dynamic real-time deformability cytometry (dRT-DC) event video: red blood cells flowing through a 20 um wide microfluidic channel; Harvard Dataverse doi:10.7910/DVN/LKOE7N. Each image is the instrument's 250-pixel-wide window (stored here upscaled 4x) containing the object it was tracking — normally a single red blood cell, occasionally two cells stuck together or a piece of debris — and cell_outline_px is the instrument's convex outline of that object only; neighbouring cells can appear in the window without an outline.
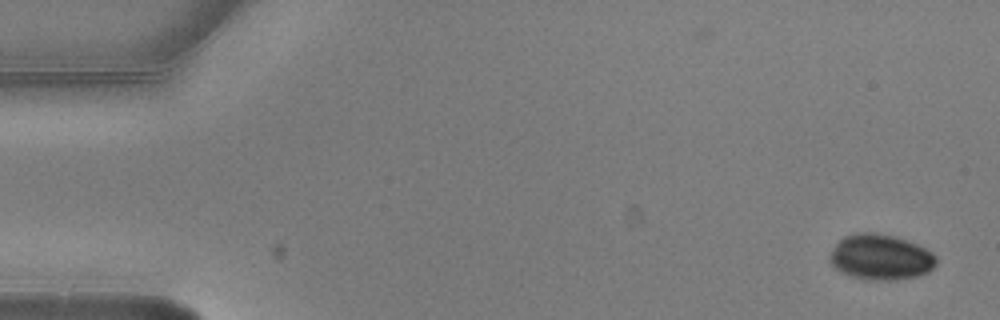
{"species": "common noctule bat (a hibernating species)", "species_latin": "Nyctalus noctula", "temperature_condition": "warm", "stored_images_in_passage": 4, "camera_frame_rate_fps": 3000, "um_per_image_px": 0.085, "animal": {"sex": "male", "body_mass_g": 20.5, "forearm_length_mm": 52.5}, "frame": {"image": 1, "passage_image": 1, "time_ms": 0.0, "image_size_px": [1000, 320], "cell_outline_px": [[936, 264], [928, 272], [920, 276], [896, 280], [880, 280], [852, 276], [840, 272], [828, 260], [828, 256], [836, 244], [844, 236], [856, 232], [872, 232], [892, 236], [908, 240], [932, 252], [936, 256]], "centroid_in_image_um": [74.85, 21.85], "position_along_channel_um": 10.1, "area_um2": 28.21}}
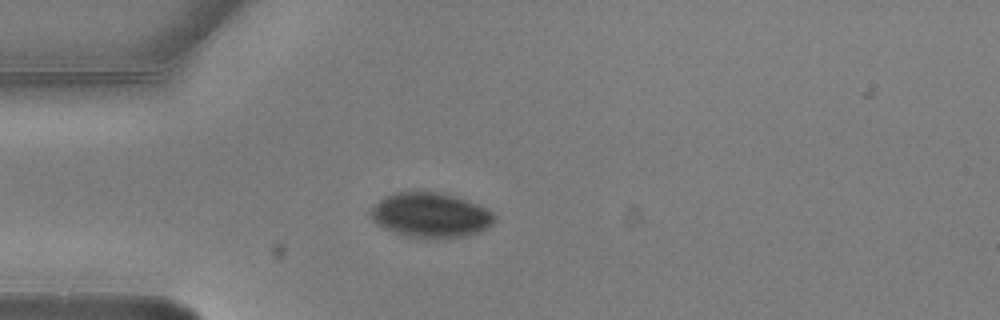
{"frame": {"image": 2, "passage_image": 4, "time_ms": 1.0, "image_size_px": [1000, 320], "cell_outline_px": [[496, 220], [488, 228], [480, 232], [464, 236], [432, 240], [428, 240], [404, 236], [392, 232], [376, 224], [368, 216], [368, 212], [384, 196], [396, 192], [440, 192], [488, 208], [496, 216]], "centroid_in_image_um": [36.58, 18.32], "position_along_channel_um": 48.4, "area_um2": 32.83}}